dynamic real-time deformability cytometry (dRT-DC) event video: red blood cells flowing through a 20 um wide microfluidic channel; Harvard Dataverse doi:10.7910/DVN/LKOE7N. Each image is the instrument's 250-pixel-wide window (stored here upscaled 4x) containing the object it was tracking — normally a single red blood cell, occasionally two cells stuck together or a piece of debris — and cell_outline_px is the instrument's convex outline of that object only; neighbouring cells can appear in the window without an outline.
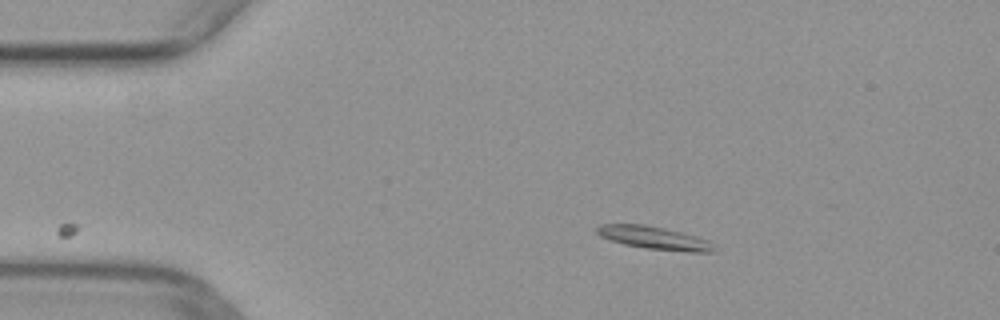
{"species": "common noctule bat (a hibernating species)", "species_latin": "Nyctalus noctula", "temperature_condition": "warm", "stored_images_in_passage": 16, "camera_frame_rate_fps": 3000, "um_per_image_px": 0.085, "animal": {"sex": "female", "body_mass_g": 29.2, "forearm_length_mm": 56.3}, "frame": {"image": 1, "passage_image": 1, "time_ms": 0.0, "image_size_px": [1000, 320], "cell_outline_px": [[716, 252], [688, 252], [644, 248], [624, 244], [600, 236], [596, 232], [596, 228], [600, 224], [644, 224], [664, 228], [696, 236], [708, 240], [716, 248]], "centroid_in_image_um": [55.63, 20.22], "position_along_channel_um": 29.4, "area_um2": 15.61}}
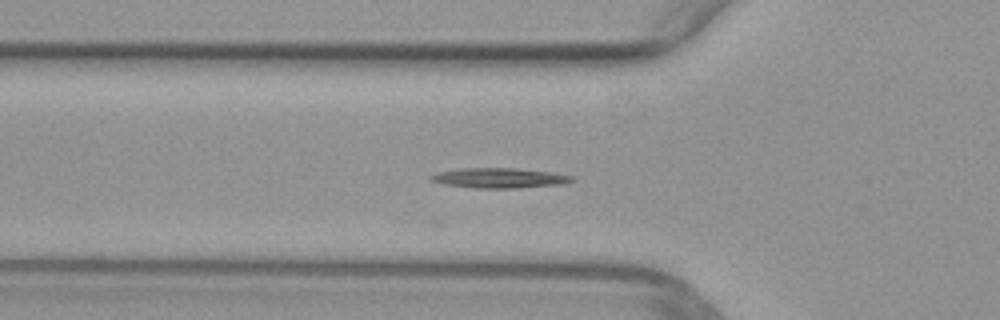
{"frame": {"image": 2, "passage_image": 9, "time_ms": 2.667, "image_size_px": [1000, 320], "cell_outline_px": [[576, 180], [564, 184], [520, 188], [472, 188], [444, 184], [432, 180], [428, 176], [436, 172], [460, 168], [516, 168], [552, 172], [572, 176]], "centroid_in_image_um": [42.46, 15.13], "position_along_channel_um": 83.3, "area_um2": 16.65}}
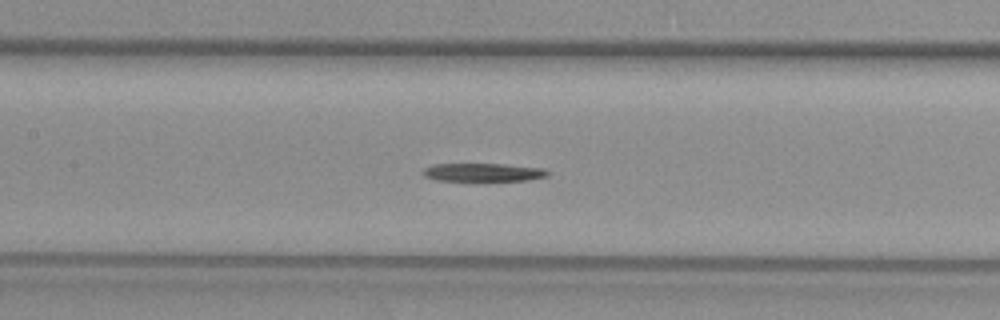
{"frame": {"image": 3, "passage_image": 15, "time_ms": 4.667, "image_size_px": [1000, 320], "cell_outline_px": [[548, 176], [528, 180], [436, 180], [424, 176], [424, 168], [432, 164], [504, 164], [544, 168], [548, 172]], "centroid_in_image_um": [41.08, 14.64], "position_along_channel_um": 166.3, "area_um2": 13.01}}